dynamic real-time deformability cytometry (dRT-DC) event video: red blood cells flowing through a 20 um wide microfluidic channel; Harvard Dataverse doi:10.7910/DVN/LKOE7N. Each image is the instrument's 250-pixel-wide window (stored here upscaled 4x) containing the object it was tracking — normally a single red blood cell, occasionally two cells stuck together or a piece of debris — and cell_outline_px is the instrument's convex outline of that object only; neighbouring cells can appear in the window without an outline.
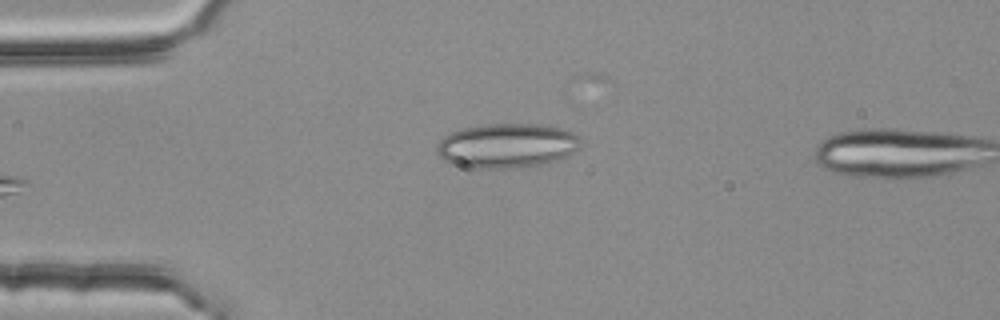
{"species": "common noctule bat (a hibernating species)", "species_latin": "Nyctalus noctula", "temperature_condition": "room temperature", "stored_images_in_passage": 3, "camera_frame_rate_fps": 3000, "um_per_image_px": 0.085, "animal": {"sex": "female", "body_mass_g": 25.1}, "frame": {"image": 1, "passage_image": 3, "time_ms": 0.667, "image_size_px": [1000, 320], "cell_outline_px": [[580, 148], [564, 156], [540, 164], [516, 168], [476, 168], [456, 164], [444, 160], [436, 152], [436, 144], [444, 136], [452, 132], [464, 128], [488, 124], [536, 124], [560, 128], [572, 132], [580, 136]], "centroid_in_image_um": [43.07, 12.37], "position_along_channel_um": 41.9, "area_um2": 36.88}}